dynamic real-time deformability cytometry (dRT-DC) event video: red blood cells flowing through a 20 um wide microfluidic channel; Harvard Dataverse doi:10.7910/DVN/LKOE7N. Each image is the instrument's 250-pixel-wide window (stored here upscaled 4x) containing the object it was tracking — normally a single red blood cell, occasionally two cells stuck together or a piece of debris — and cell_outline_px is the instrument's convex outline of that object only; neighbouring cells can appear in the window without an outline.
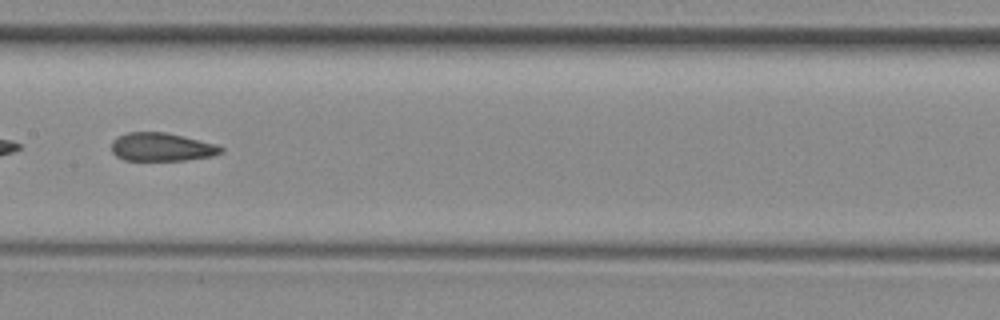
{"species": "common noctule bat (a hibernating species)", "species_latin": "Nyctalus noctula", "temperature_condition": "room temperature", "stored_images_in_passage": 44, "camera_frame_rate_fps": 3000, "um_per_image_px": 0.085, "animal": {"sex": "female", "body_mass_g": 29.2, "forearm_length_mm": 56.3}, "frame": {"image": 1, "passage_image": 26, "time_ms": 8.333, "image_size_px": [1000, 320], "cell_outline_px": [[224, 152], [212, 156], [184, 160], [124, 160], [116, 156], [112, 152], [112, 140], [128, 132], [164, 132], [184, 136], [216, 144], [224, 148]], "centroid_in_image_um": [13.76, 12.5], "position_along_channel_um": 193.6, "area_um2": 18.03}}
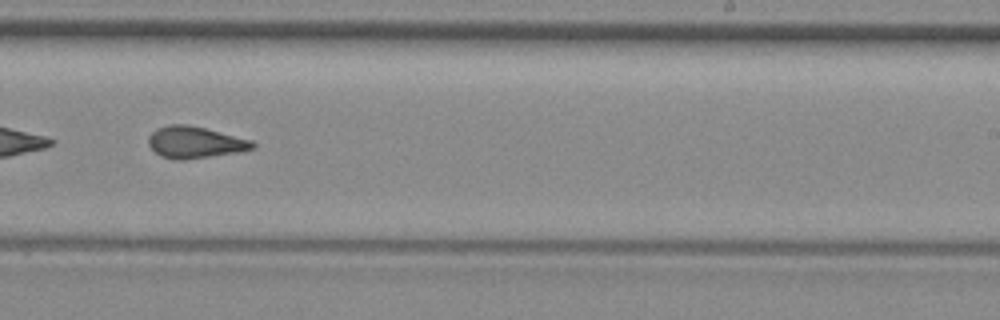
{"frame": {"image": 2, "passage_image": 32, "time_ms": 10.333, "image_size_px": [1000, 320], "cell_outline_px": [[256, 148], [240, 152], [184, 160], [176, 160], [160, 156], [148, 144], [148, 136], [156, 128], [168, 124], [188, 124], [252, 140], [256, 144]], "centroid_in_image_um": [16.57, 12.1], "position_along_channel_um": 272.4, "area_um2": 19.36}, "authors_computed_cell_mechanics": {"area_um2": 19.5942, "velocity_mm_per_s": 3.959, "shape_relaxation_time_tau1_ms": null, "shape_relaxation_time_tau2_ms": 2.1134, "deformation_change_tau1": null, "deformation_change_tau2": 0.0847}}